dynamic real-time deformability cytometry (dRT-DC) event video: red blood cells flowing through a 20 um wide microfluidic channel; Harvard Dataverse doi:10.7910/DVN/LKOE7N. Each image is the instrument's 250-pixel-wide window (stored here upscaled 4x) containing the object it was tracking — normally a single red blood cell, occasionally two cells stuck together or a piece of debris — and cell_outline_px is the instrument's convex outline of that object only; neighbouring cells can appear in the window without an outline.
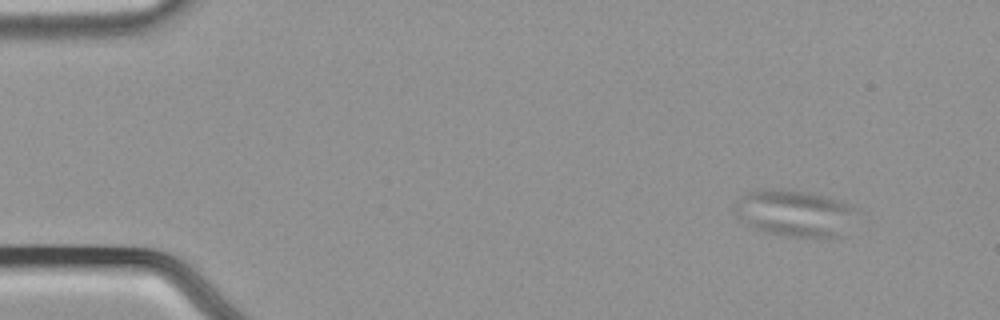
{"species": "common noctule bat (a hibernating species)", "species_latin": "Nyctalus noctula", "temperature_condition": "cold", "stored_images_in_passage": 58, "camera_frame_rate_fps": 3000, "um_per_image_px": 0.085, "animal": {"sex": "male", "body_mass_g": 21.5, "forearm_length_mm": 52.0}, "frame": {"image": 1, "passage_image": 7, "time_ms": 2.0, "image_size_px": [1000, 320], "cell_outline_px": [[860, 212], [840, 236], [788, 236], [764, 232], [740, 220], [732, 204], [736, 200], [748, 192], [800, 192], [820, 196], [856, 208]], "centroid_in_image_um": [67.54, 18.17], "position_along_channel_um": 17.5, "area_um2": 31.44}}
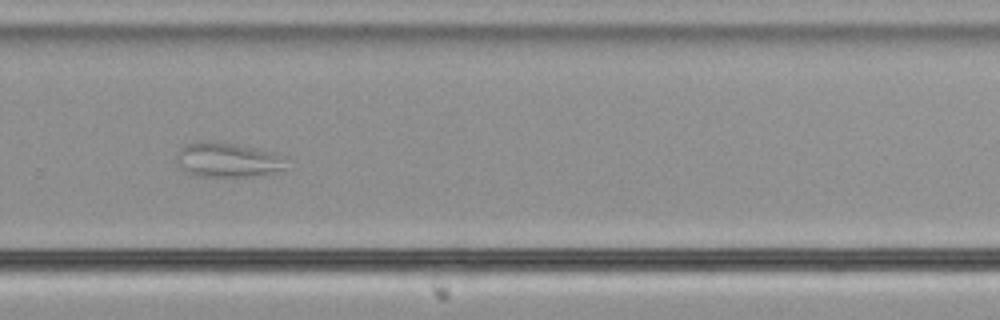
{"frame": {"image": 2, "passage_image": 40, "time_ms": 13.0, "image_size_px": [1000, 320], "cell_outline_px": [[284, 168], [260, 176], [196, 176], [184, 172], [176, 160], [176, 152], [180, 148], [188, 144], [200, 140], [212, 140], [236, 144], [276, 152], [284, 156]], "centroid_in_image_um": [19.3, 13.57], "position_along_channel_um": 310.5, "area_um2": 22.37}}
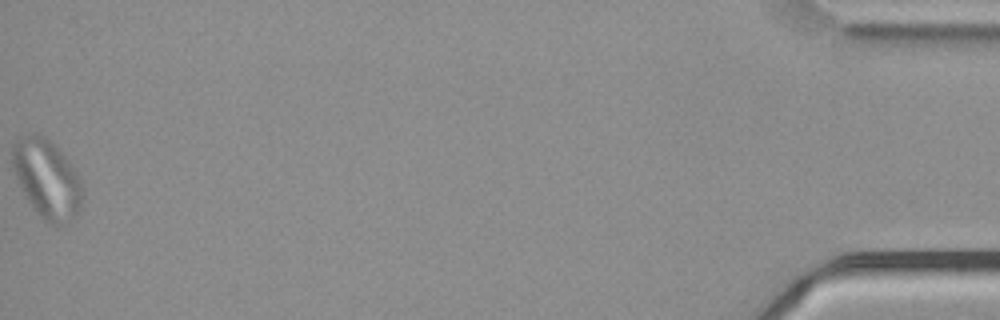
{"frame": {"image": 3, "passage_image": 58, "time_ms": 19.0, "image_size_px": [1000, 320], "cell_outline_px": [[84, 196], [80, 208], [60, 228], [56, 228], [48, 224], [32, 208], [24, 196], [16, 176], [12, 164], [12, 144], [20, 136], [28, 132], [36, 132], [44, 136], [76, 168], [84, 184]], "centroid_in_image_um": [4.0, 15.21], "position_along_channel_um": 431.2, "area_um2": 32.77}}